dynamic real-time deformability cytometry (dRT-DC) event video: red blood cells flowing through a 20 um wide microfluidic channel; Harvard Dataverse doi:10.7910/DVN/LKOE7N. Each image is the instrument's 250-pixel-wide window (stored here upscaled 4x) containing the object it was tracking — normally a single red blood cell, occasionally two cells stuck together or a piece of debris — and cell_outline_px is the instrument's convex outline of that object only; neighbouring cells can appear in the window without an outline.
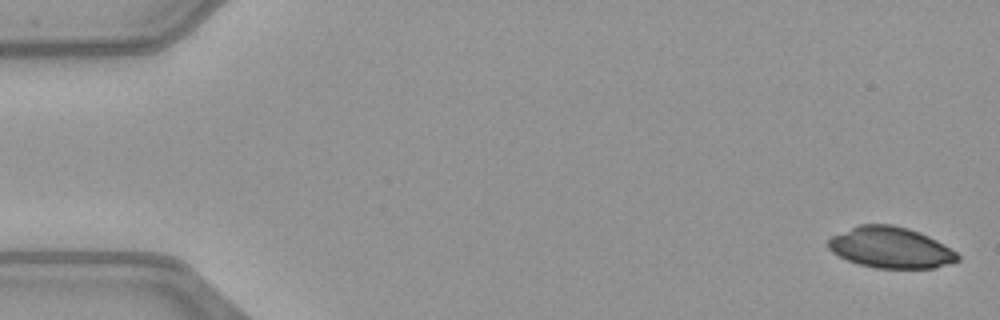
{"species": "common noctule bat (a hibernating species)", "species_latin": "Nyctalus noctula", "temperature_condition": "warm", "stored_images_in_passage": 1, "camera_frame_rate_fps": 3000, "um_per_image_px": 0.085, "animal": {"sex": "female", "body_mass_g": 21.9}, "frame": {"image": 1, "passage_image": 1, "time_ms": 0.0, "image_size_px": [1000, 320], "cell_outline_px": [[956, 256], [952, 260], [936, 264], [872, 264], [860, 260], [900, 232], [908, 232], [920, 236], [944, 248]], "centroid_in_image_um": [77.24, 21.38], "position_along_channel_um": 7.8, "area_um2": 13.93}}